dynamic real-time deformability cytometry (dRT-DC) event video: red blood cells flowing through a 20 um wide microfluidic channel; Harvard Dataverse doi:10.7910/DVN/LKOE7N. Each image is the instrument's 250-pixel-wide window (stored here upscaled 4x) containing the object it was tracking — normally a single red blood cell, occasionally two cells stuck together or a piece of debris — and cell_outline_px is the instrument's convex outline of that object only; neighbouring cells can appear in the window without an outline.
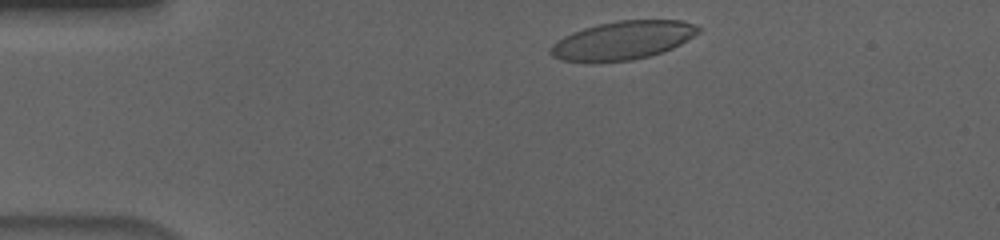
{"species": "human", "species_latin": "Homo sapiens", "temperature_condition": "cold", "stored_images_in_passage": 47, "camera_frame_rate_fps": 3000, "um_per_image_px": 0.085, "donor": {"sex": "male"}, "frame": {"image": 1, "passage_image": 2, "time_ms": 0.333, "image_size_px": [1000, 240], "cell_outline_px": [[700, 32], [680, 44], [664, 52], [632, 60], [592, 64], [560, 60], [552, 56], [548, 52], [552, 44], [556, 40], [572, 32], [584, 28], [600, 24], [620, 20], [684, 20], [700, 28]], "centroid_in_image_um": [52.87, 3.46], "position_along_channel_um": 32.1, "area_um2": 33.58}}
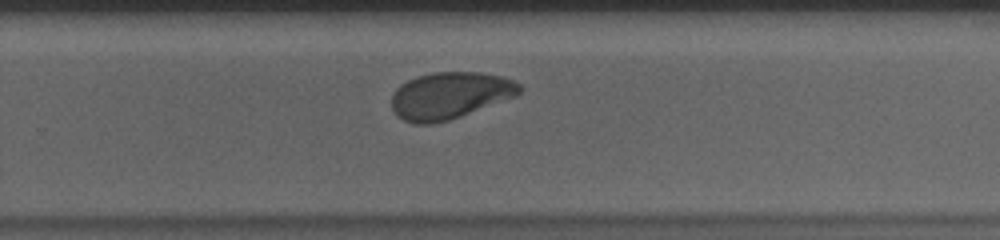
{"frame": {"image": 2, "passage_image": 28, "time_ms": 9.0, "image_size_px": [1000, 240], "cell_outline_px": [[524, 88], [516, 96], [460, 116], [448, 120], [428, 124], [416, 124], [404, 120], [392, 108], [392, 92], [400, 84], [416, 76], [432, 72], [480, 72], [504, 76], [520, 84]], "centroid_in_image_um": [38.25, 8.09], "position_along_channel_um": 291.6, "area_um2": 34.85}}
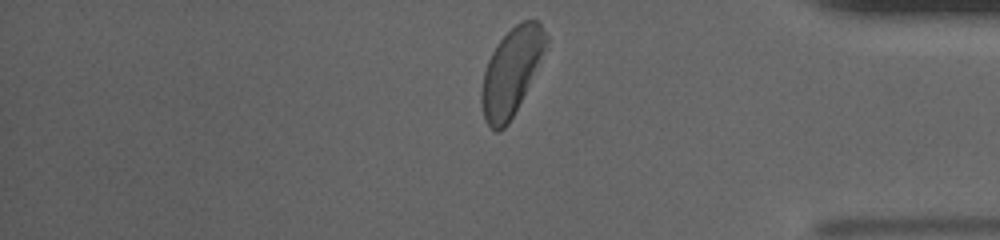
{"frame": {"image": 3, "passage_image": 38, "time_ms": 12.333, "image_size_px": [1000, 240], "cell_outline_px": [[548, 48], [508, 124], [500, 132], [496, 132], [484, 120], [480, 100], [480, 92], [484, 72], [488, 60], [496, 44], [516, 24], [524, 20], [536, 20], [540, 24], [548, 36]], "centroid_in_image_um": [43.47, 6.1], "position_along_channel_um": 391.7, "area_um2": 32.6}, "authors_computed_cell_mechanics": {"area_um2": 34.7956, "velocity_mm_per_s": 3.6422, "shape_relaxation_time_tau1_ms": 3.393, "shape_relaxation_time_tau2_ms": 1.6133, "deformation_change_tau1": 0.15, "deformation_change_tau2": 0.0563}}